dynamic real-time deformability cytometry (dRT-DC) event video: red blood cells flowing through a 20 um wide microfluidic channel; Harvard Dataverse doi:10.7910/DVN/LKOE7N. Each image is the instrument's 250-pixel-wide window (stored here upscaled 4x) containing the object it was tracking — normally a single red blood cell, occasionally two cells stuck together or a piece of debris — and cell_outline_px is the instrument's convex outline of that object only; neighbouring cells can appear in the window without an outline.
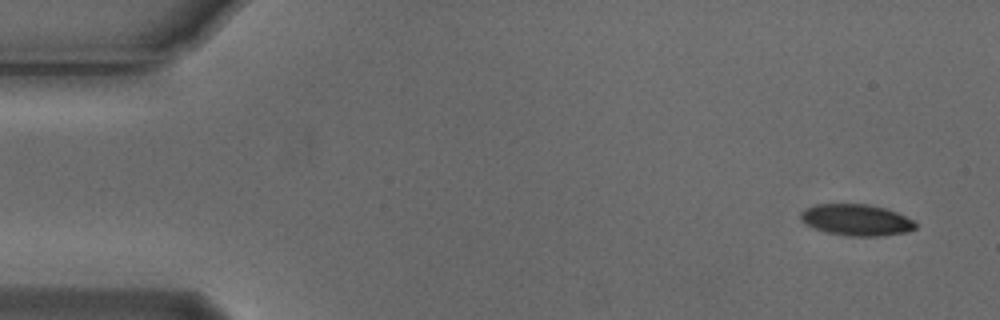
{"species": "Egyptian fruit bat (a non-hibernating species)", "species_latin": "Rousettus aegyptiacus", "temperature_condition": "cold", "stored_images_in_passage": 7, "camera_frame_rate_fps": 3000, "um_per_image_px": 0.085, "animal": {"sex": "male"}, "frame": {"image": 1, "passage_image": 1, "time_ms": 0.0, "image_size_px": [1000, 320], "cell_outline_px": [[916, 228], [908, 232], [884, 236], [848, 236], [828, 232], [816, 228], [800, 220], [800, 212], [804, 208], [816, 204], [868, 204], [884, 208], [896, 212], [912, 220], [916, 224]], "centroid_in_image_um": [72.79, 18.69], "position_along_channel_um": 12.2, "area_um2": 20.92}}
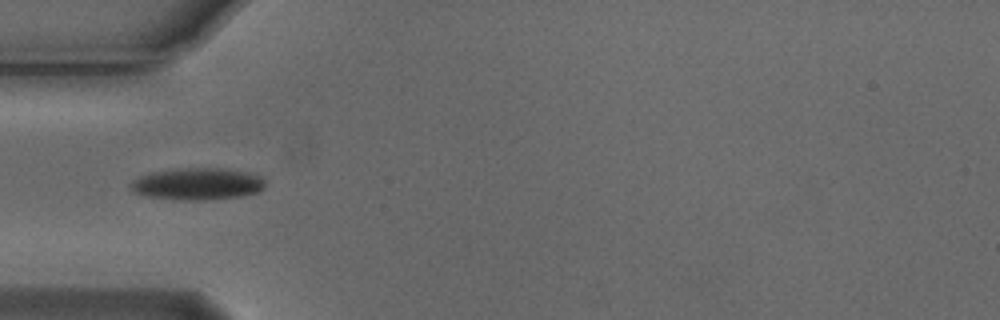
{"frame": {"image": 2, "passage_image": 5, "time_ms": 1.333, "image_size_px": [1000, 320], "cell_outline_px": [[264, 188], [256, 192], [244, 196], [204, 200], [180, 200], [148, 196], [132, 192], [128, 184], [132, 180], [140, 176], [152, 172], [176, 168], [220, 168], [244, 172], [260, 176], [264, 180]], "centroid_in_image_um": [16.73, 15.63], "position_along_channel_um": 68.3, "area_um2": 25.09}}
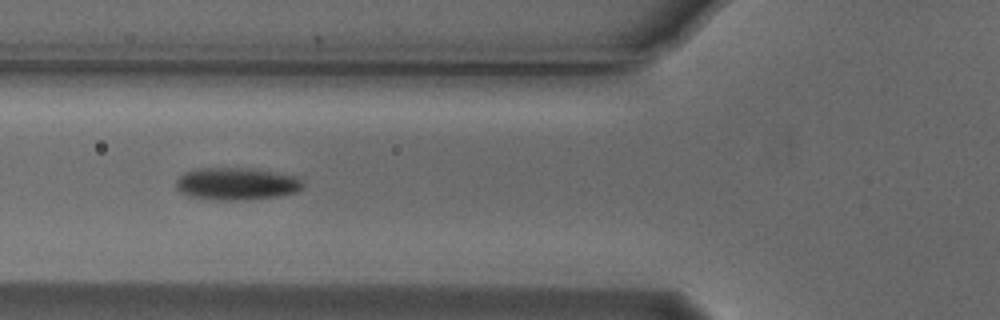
{"frame": {"image": 3, "passage_image": 6, "time_ms": 1.667, "image_size_px": [1000, 320], "cell_outline_px": [[304, 184], [296, 192], [276, 196], [240, 200], [224, 200], [188, 196], [180, 192], [176, 188], [176, 180], [184, 172], [196, 168], [252, 168], [296, 176], [304, 180]], "centroid_in_image_um": [20.09, 15.61], "position_along_channel_um": 105.7, "area_um2": 23.87}}